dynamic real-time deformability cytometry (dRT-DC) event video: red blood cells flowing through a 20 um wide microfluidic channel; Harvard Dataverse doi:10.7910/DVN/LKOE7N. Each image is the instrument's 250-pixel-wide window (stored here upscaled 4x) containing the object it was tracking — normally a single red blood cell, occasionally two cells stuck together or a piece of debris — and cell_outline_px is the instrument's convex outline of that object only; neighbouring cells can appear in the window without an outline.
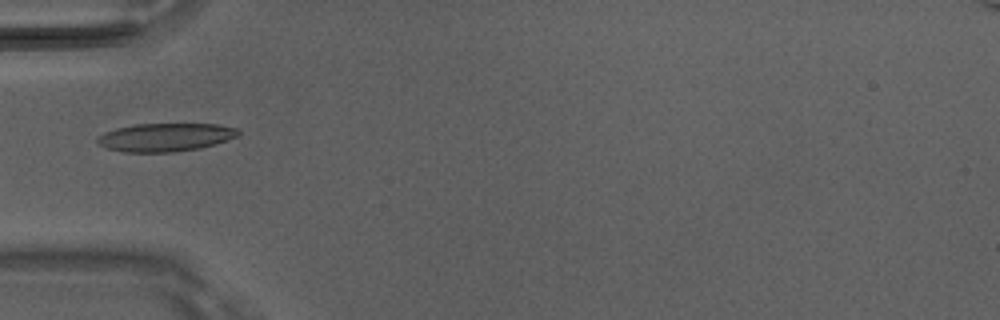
{"species": "Egyptian fruit bat (a non-hibernating species)", "species_latin": "Rousettus aegyptiacus", "temperature_condition": "room temperature", "stored_images_in_passage": 4, "camera_frame_rate_fps": 3000, "um_per_image_px": 0.085, "animal": {"sex": "male"}, "frame": {"image": 1, "passage_image": 4, "time_ms": 1.0, "image_size_px": [1000, 320], "cell_outline_px": [[240, 132], [236, 136], [228, 140], [216, 144], [200, 148], [176, 152], [124, 152], [108, 148], [100, 144], [96, 140], [104, 132], [116, 128], [136, 124], [216, 124], [236, 128]], "centroid_in_image_um": [14.07, 11.67], "position_along_channel_um": 70.9, "area_um2": 23.06}}